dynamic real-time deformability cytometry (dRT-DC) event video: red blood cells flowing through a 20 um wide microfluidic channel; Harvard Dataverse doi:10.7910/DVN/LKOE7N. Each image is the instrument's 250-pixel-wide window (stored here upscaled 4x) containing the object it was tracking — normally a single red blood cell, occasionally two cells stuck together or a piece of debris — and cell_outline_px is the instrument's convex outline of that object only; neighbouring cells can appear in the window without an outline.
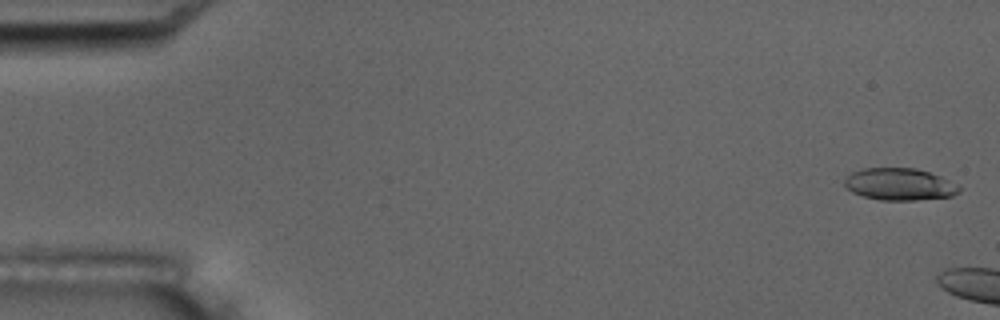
{"species": "common noctule bat (a hibernating species)", "species_latin": "Nyctalus noctula", "temperature_condition": "room temperature", "stored_images_in_passage": 4, "camera_frame_rate_fps": 3000, "um_per_image_px": 0.085, "animal": {"sex": "male", "body_mass_g": 17.5, "forearm_length_mm": 52.3}, "frame": {"image": 1, "passage_image": 1, "time_ms": 0.0, "image_size_px": [1000, 320], "cell_outline_px": [[960, 192], [952, 196], [916, 200], [880, 200], [864, 196], [852, 192], [844, 184], [844, 180], [852, 172], [864, 168], [916, 168], [940, 176], [948, 180], [960, 188]], "centroid_in_image_um": [76.45, 15.66], "position_along_channel_um": 8.6, "area_um2": 21.21}}